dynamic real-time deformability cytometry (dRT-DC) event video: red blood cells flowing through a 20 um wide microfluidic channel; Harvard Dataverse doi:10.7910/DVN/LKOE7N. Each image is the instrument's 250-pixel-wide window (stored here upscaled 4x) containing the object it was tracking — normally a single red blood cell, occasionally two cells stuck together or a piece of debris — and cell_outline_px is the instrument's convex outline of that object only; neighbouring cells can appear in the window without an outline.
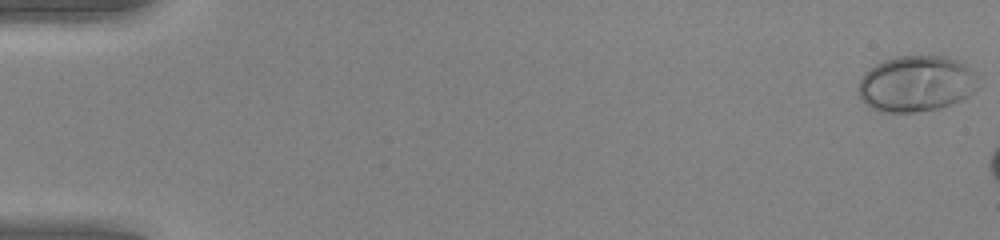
{"species": "human", "species_latin": "Homo sapiens", "temperature_condition": "warm", "stored_images_in_passage": 7, "camera_frame_rate_fps": 3000, "um_per_image_px": 0.085, "donor": {"sex": "female"}, "frame": {"image": 1, "passage_image": 1, "time_ms": 0.0, "image_size_px": [1000, 240], "cell_outline_px": [[980, 88], [968, 96], [960, 100], [940, 108], [912, 112], [884, 112], [872, 108], [860, 100], [860, 76], [864, 72], [876, 64], [884, 60], [896, 56], [944, 56], [956, 60], [972, 68], [980, 76]], "centroid_in_image_um": [77.94, 7.1], "position_along_channel_um": 7.1, "area_um2": 39.48}}